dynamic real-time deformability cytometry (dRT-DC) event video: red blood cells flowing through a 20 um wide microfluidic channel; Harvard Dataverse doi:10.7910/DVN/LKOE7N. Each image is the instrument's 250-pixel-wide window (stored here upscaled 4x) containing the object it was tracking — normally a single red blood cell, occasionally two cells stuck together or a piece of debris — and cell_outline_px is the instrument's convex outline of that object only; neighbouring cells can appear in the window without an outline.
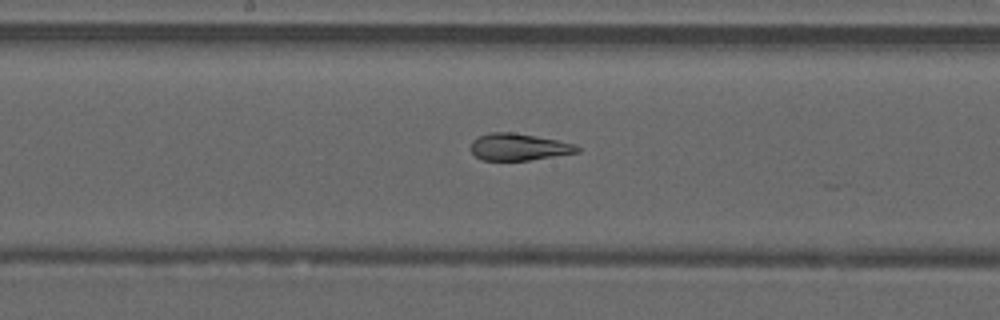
{"species": "common noctule bat (a hibernating species)", "species_latin": "Nyctalus noctula", "temperature_condition": "warm", "stored_images_in_passage": 21, "camera_frame_rate_fps": 3000, "um_per_image_px": 0.085, "animal": {"sex": "male", "forearm_length_mm": 52.5}, "frame": {"image": 1, "passage_image": 20, "time_ms": 6.333, "image_size_px": [1000, 320], "cell_outline_px": [[580, 152], [528, 160], [484, 160], [476, 156], [472, 152], [472, 140], [488, 132], [512, 132], [556, 140], [576, 144], [580, 148]], "centroid_in_image_um": [44.1, 12.49], "position_along_channel_um": 204.1, "area_um2": 16.47}}